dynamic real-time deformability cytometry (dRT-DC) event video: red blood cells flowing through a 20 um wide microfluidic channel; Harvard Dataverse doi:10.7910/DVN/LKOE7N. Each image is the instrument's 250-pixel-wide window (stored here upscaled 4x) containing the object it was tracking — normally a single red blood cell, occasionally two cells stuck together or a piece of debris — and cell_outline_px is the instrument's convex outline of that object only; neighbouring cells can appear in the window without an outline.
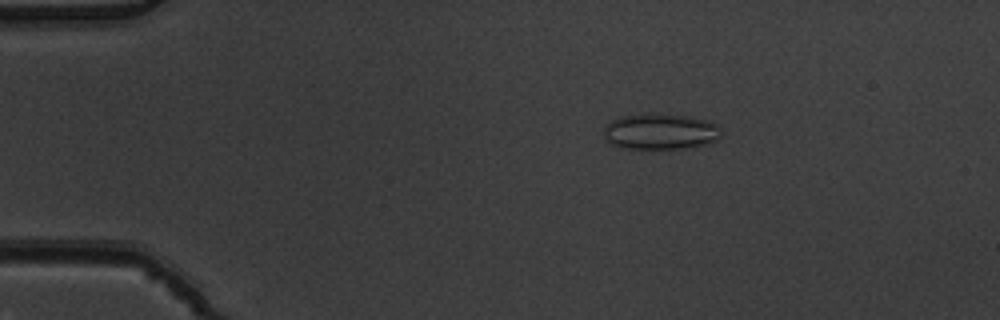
{"species": "common noctule bat (a hibernating species)", "species_latin": "Nyctalus noctula", "temperature_condition": "warm", "stored_images_in_passage": 9, "camera_frame_rate_fps": 3000, "um_per_image_px": 0.085, "animal": {"sex": "male", "body_mass_g": 19.5, "forearm_length_mm": 54.6}, "frame": {"image": 1, "passage_image": 3, "time_ms": 0.667, "image_size_px": [1000, 320], "cell_outline_px": [[724, 132], [716, 140], [704, 144], [684, 148], [620, 148], [612, 144], [604, 136], [604, 128], [612, 120], [620, 116], [652, 112], [688, 116], [704, 120], [716, 124]], "centroid_in_image_um": [56.13, 11.16], "position_along_channel_um": 28.9, "area_um2": 24.62}}
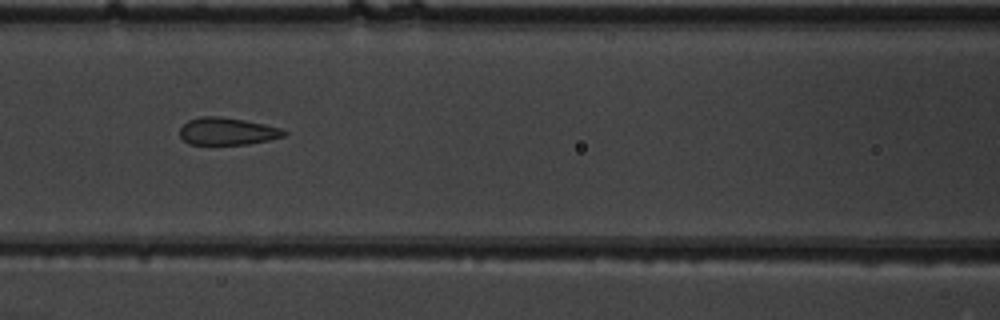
{"frame": {"image": 2, "passage_image": 7, "time_ms": 2.0, "image_size_px": [1000, 320], "cell_outline_px": [[288, 132], [284, 136], [268, 140], [248, 144], [188, 144], [180, 136], [180, 128], [188, 120], [200, 116], [220, 116], [244, 120], [264, 124], [280, 128]], "centroid_in_image_um": [19.3, 11.15], "position_along_channel_um": 147.3, "area_um2": 16.53}}
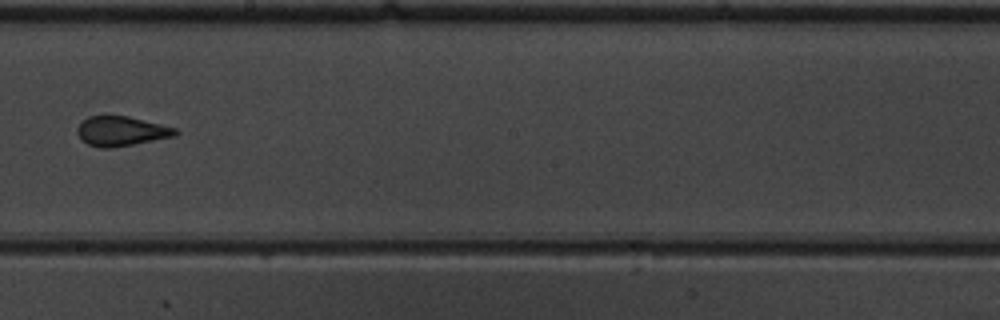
{"frame": {"image": 3, "passage_image": 9, "time_ms": 2.667, "image_size_px": [1000, 320], "cell_outline_px": [[180, 132], [176, 136], [132, 144], [108, 148], [100, 148], [88, 144], [76, 132], [76, 128], [88, 116], [104, 112], [108, 112], [128, 116], [176, 128]], "centroid_in_image_um": [10.28, 11.09], "position_along_channel_um": 237.9, "area_um2": 17.34}}